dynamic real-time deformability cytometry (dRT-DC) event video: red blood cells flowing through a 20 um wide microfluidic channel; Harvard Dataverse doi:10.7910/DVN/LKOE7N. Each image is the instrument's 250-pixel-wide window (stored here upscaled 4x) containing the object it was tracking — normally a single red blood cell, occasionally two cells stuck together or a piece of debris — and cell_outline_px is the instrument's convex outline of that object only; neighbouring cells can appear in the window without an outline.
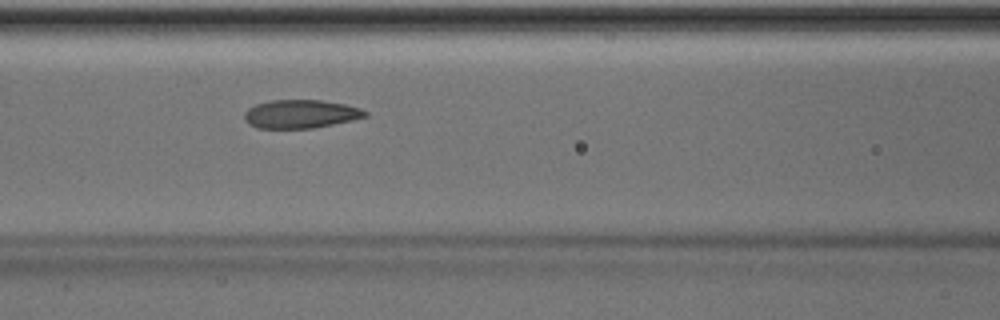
{"species": "Egyptian fruit bat (a non-hibernating species)", "species_latin": "Rousettus aegyptiacus", "temperature_condition": "room temperature", "stored_images_in_passage": 48, "camera_frame_rate_fps": 3000, "um_per_image_px": 0.085, "animal": {"sex": "male"}, "frame": {"image": 1, "passage_image": 19, "time_ms": 6.0, "image_size_px": [1000, 320], "cell_outline_px": [[368, 116], [352, 120], [312, 128], [256, 128], [248, 124], [244, 120], [244, 112], [248, 108], [256, 104], [272, 100], [320, 100], [344, 104], [360, 108], [368, 112]], "centroid_in_image_um": [25.53, 9.69], "position_along_channel_um": 141.1, "area_um2": 20.0}}
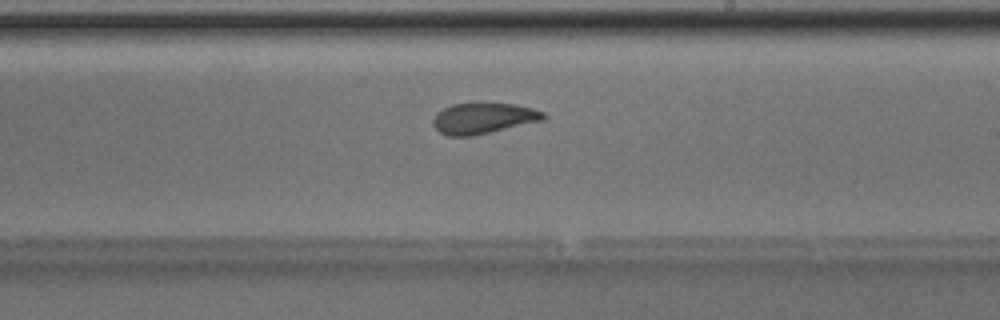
{"frame": {"image": 2, "passage_image": 27, "time_ms": 8.667, "image_size_px": [1000, 320], "cell_outline_px": [[544, 120], [472, 136], [448, 136], [440, 132], [432, 124], [432, 120], [436, 112], [452, 104], [476, 100], [516, 104], [532, 108], [544, 112]], "centroid_in_image_um": [41.05, 10.0], "position_along_channel_um": 248.0, "area_um2": 20.52}}
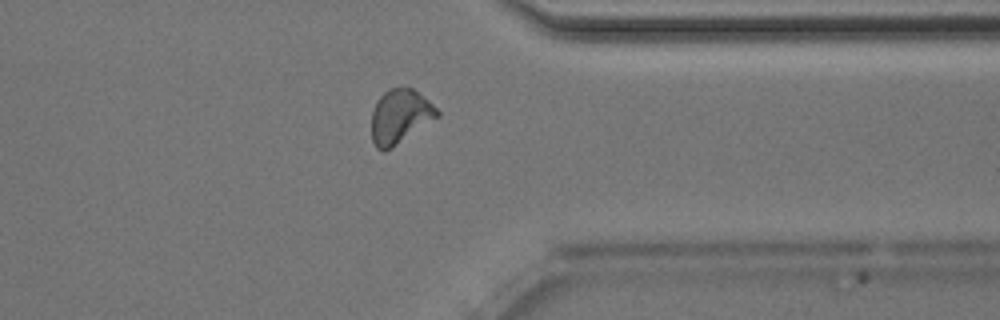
{"frame": {"image": 3, "passage_image": 37, "time_ms": 12.0, "image_size_px": [1000, 320], "cell_outline_px": [[440, 116], [392, 148], [384, 152], [380, 152], [376, 148], [372, 140], [372, 112], [376, 100], [388, 88], [412, 88], [428, 100], [440, 112]], "centroid_in_image_um": [33.98, 9.92], "position_along_channel_um": 377.4, "area_um2": 20.81}, "authors_computed_cell_mechanics": {"area_um2": 20.6635, "velocity_mm_per_s": 4.0264, "shape_relaxation_time_tau1_ms": 4.8054, "shape_relaxation_time_tau2_ms": 1.3867, "deformation_change_tau1": 0.1339, "deformation_change_tau2": 0.0832}}